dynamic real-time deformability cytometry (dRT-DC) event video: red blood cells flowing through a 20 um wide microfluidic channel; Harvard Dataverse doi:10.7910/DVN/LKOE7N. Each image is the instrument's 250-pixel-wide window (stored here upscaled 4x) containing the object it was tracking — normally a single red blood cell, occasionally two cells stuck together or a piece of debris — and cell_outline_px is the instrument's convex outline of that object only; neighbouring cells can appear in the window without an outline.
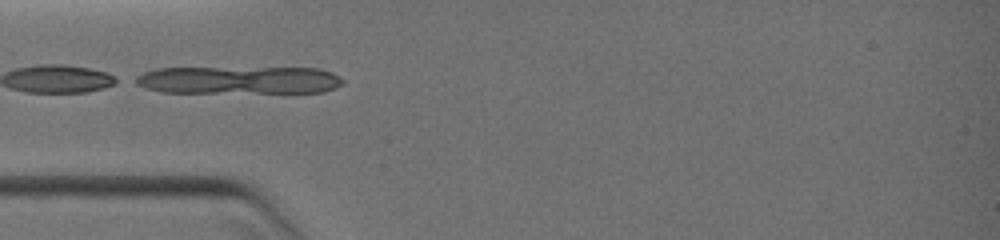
{"species": "common noctule bat (a hibernating species)", "species_latin": "Nyctalus noctula", "temperature_condition": "warm", "stored_images_in_passage": 27, "camera_frame_rate_fps": 3000, "um_per_image_px": 0.085, "animal": {"sex": "female", "body_mass_g": 19.0, "forearm_length_mm": 51.5}, "frame": {"image": 1, "passage_image": 5, "time_ms": 2.0, "image_size_px": [1000, 240], "cell_outline_px": [[344, 84], [324, 92], [160, 92], [144, 88], [128, 80], [144, 72], [156, 68], [320, 68], [332, 72], [340, 76], [344, 80]], "centroid_in_image_um": [20.27, 6.8], "position_along_channel_um": 64.7, "area_um2": 33.81}}
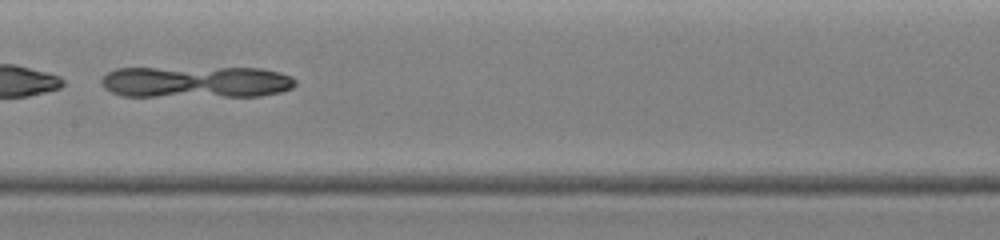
{"frame": {"image": 2, "passage_image": 12, "time_ms": 4.667, "image_size_px": [1000, 240], "cell_outline_px": [[296, 84], [292, 88], [280, 92], [260, 96], [124, 96], [112, 92], [104, 88], [100, 84], [100, 80], [108, 72], [116, 68], [260, 68], [280, 72], [292, 76], [296, 80]], "centroid_in_image_um": [16.68, 6.96], "position_along_channel_um": 190.7, "area_um2": 36.07}}
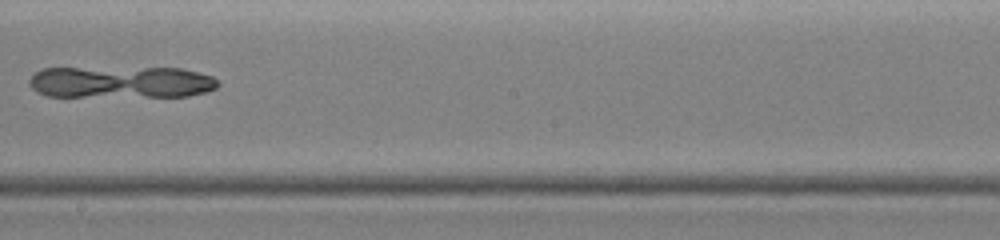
{"frame": {"image": 3, "passage_image": 13, "time_ms": 5.667, "image_size_px": [1000, 240], "cell_outline_px": [[220, 84], [216, 88], [204, 92], [188, 96], [48, 96], [36, 92], [28, 84], [28, 80], [36, 72], [44, 68], [180, 68], [212, 76]], "centroid_in_image_um": [10.26, 6.98], "position_along_channel_um": 237.9, "area_um2": 34.97}}